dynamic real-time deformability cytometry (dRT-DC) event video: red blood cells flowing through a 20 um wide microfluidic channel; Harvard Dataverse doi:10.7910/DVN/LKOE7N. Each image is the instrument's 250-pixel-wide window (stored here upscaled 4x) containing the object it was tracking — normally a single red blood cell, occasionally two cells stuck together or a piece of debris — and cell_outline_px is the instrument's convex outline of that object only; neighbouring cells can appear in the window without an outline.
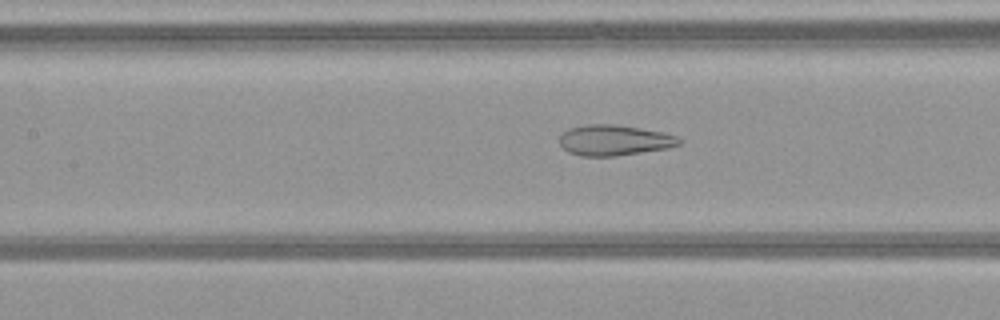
{"species": "common noctule bat (a hibernating species)", "species_latin": "Nyctalus noctula", "temperature_condition": "warm", "stored_images_in_passage": 51, "camera_frame_rate_fps": 3000, "um_per_image_px": 0.085, "animal": {"sex": "female", "body_mass_g": 21.9}, "frame": {"image": 1, "passage_image": 24, "time_ms": 7.667, "image_size_px": [1000, 320], "cell_outline_px": [[680, 144], [668, 148], [616, 156], [580, 156], [568, 152], [560, 144], [560, 136], [568, 128], [588, 124], [612, 124], [640, 128], [664, 132], [676, 136], [680, 140]], "centroid_in_image_um": [52.2, 11.92], "position_along_channel_um": 155.2, "area_um2": 21.27}}
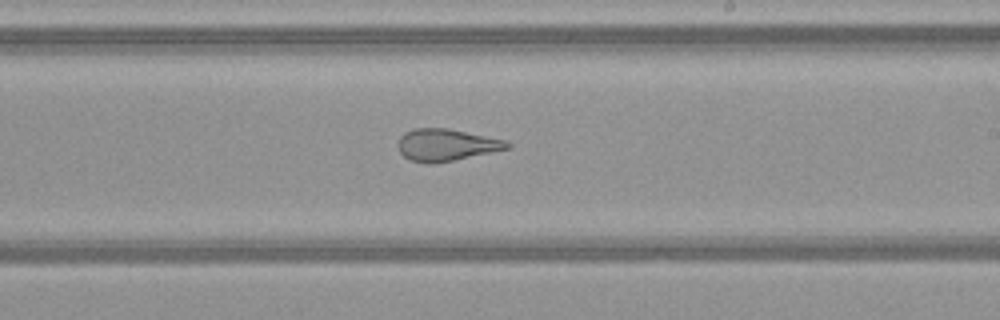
{"frame": {"image": 2, "passage_image": 31, "time_ms": 10.0, "image_size_px": [1000, 320], "cell_outline_px": [[512, 144], [508, 148], [492, 152], [432, 164], [428, 164], [412, 160], [404, 156], [400, 152], [396, 144], [400, 136], [404, 132], [412, 128], [448, 128], [504, 140]], "centroid_in_image_um": [37.87, 12.31], "position_along_channel_um": 251.1, "area_um2": 20.23}}
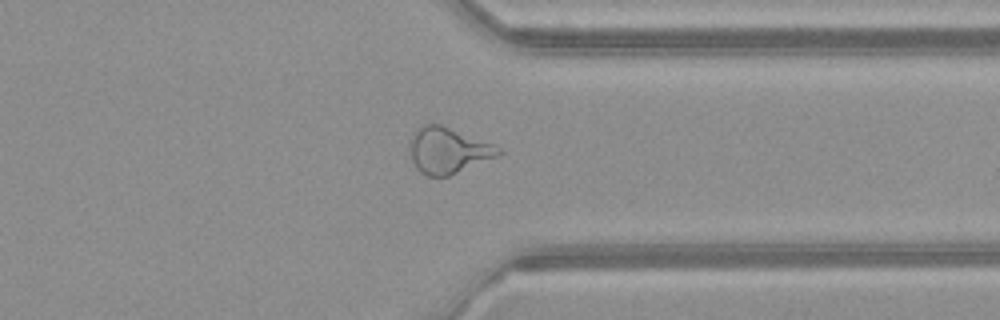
{"frame": {"image": 3, "passage_image": 40, "time_ms": 13.0, "image_size_px": [1000, 320], "cell_outline_px": [[504, 152], [500, 156], [448, 176], [428, 176], [420, 172], [416, 168], [412, 160], [408, 148], [408, 144], [412, 132], [420, 124], [440, 124], [492, 144], [500, 148]], "centroid_in_image_um": [38.04, 12.78], "position_along_channel_um": 373.4, "area_um2": 23.99}, "authors_computed_cell_mechanics": {"area_um2": 26.877, "velocity_mm_per_s": 4.1212, "shape_relaxation_time_tau1_ms": null, "shape_relaxation_time_tau2_ms": 1.2034, "deformation_change_tau1": null, "deformation_change_tau2": 0.1003}}